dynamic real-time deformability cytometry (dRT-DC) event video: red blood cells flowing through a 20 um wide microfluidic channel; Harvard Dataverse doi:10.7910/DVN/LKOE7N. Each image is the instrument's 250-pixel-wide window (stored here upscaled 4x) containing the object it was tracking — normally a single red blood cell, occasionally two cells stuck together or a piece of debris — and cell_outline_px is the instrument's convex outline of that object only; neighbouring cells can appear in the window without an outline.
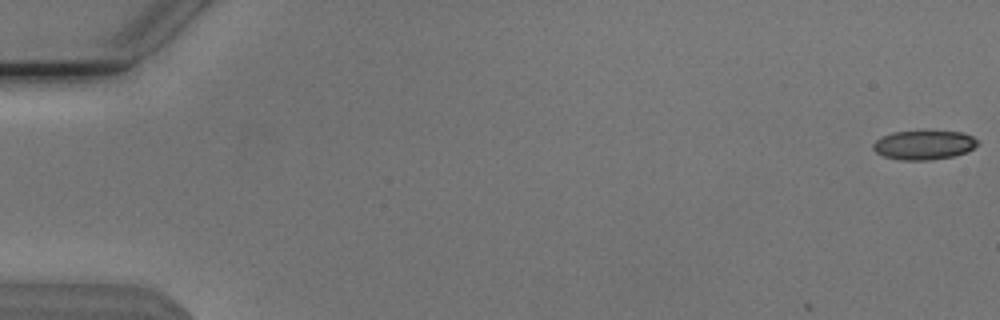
{"species": "Egyptian fruit bat (a non-hibernating species)", "species_latin": "Rousettus aegyptiacus", "temperature_condition": "cold", "stored_images_in_passage": 9, "camera_frame_rate_fps": 3000, "um_per_image_px": 0.085, "animal": {"sex": "male"}, "frame": {"image": 1, "passage_image": 1, "time_ms": 0.0, "image_size_px": [1000, 320], "cell_outline_px": [[980, 144], [964, 152], [952, 156], [928, 160], [900, 160], [884, 156], [876, 152], [872, 148], [872, 144], [876, 140], [892, 132], [924, 128], [964, 132], [972, 136]], "centroid_in_image_um": [78.52, 12.26], "position_along_channel_um": 6.5, "area_um2": 18.44}}